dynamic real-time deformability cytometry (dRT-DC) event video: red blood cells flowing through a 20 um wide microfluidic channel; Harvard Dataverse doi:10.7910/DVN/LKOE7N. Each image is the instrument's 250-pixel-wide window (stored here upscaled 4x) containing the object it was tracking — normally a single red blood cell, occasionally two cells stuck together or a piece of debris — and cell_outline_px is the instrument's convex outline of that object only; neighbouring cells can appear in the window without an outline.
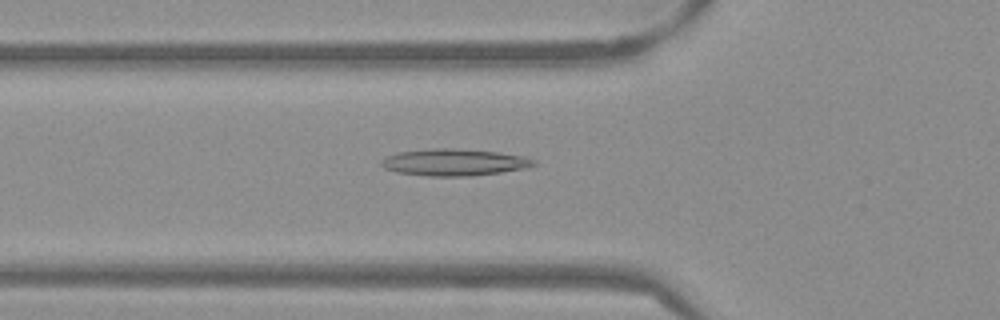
{"species": "Egyptian fruit bat (a non-hibernating species)", "species_latin": "Rousettus aegyptiacus", "temperature_condition": "warm", "stored_images_in_passage": 52, "camera_frame_rate_fps": 3000, "um_per_image_px": 0.085, "frame": {"image": 1, "passage_image": 18, "time_ms": 5.667, "image_size_px": [1000, 320], "cell_outline_px": [[536, 164], [524, 168], [500, 172], [468, 176], [428, 176], [396, 172], [384, 168], [380, 164], [380, 160], [396, 152], [432, 148], [452, 148], [496, 152], [524, 156], [536, 160]], "centroid_in_image_um": [38.56, 13.79], "position_along_channel_um": 87.2, "area_um2": 23.76}}
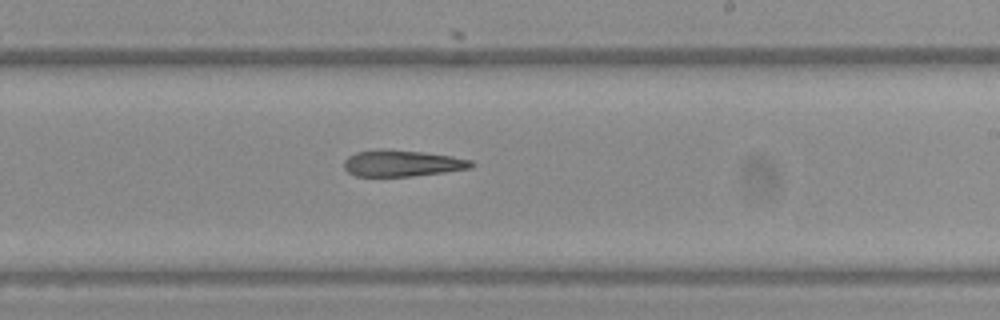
{"frame": {"image": 2, "passage_image": 31, "time_ms": 10.0, "image_size_px": [1000, 320], "cell_outline_px": [[476, 164], [472, 168], [444, 172], [412, 176], [356, 176], [348, 172], [344, 168], [344, 160], [348, 156], [356, 152], [380, 148], [388, 148], [424, 152], [452, 156], [472, 160]], "centroid_in_image_um": [34.18, 13.86], "position_along_channel_um": 254.8, "area_um2": 19.88}}
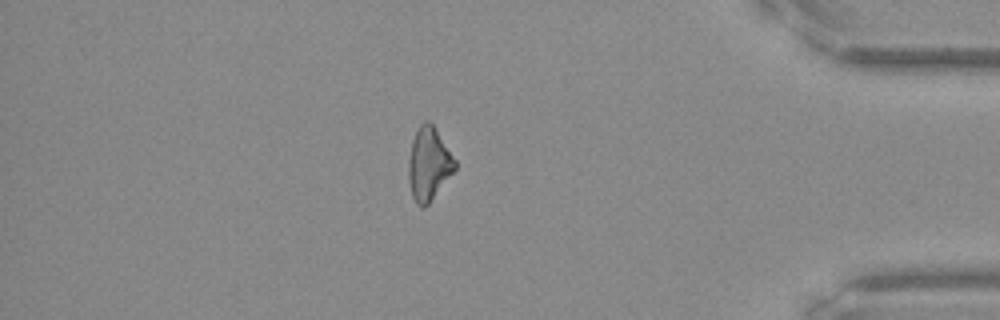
{"frame": {"image": 3, "passage_image": 45, "time_ms": 14.667, "image_size_px": [1000, 320], "cell_outline_px": [[456, 168], [428, 204], [424, 208], [420, 208], [416, 204], [412, 196], [408, 180], [408, 160], [412, 140], [420, 124], [424, 120], [428, 120], [436, 128], [456, 160]], "centroid_in_image_um": [36.43, 13.93], "position_along_channel_um": 398.8, "area_um2": 19.83}}